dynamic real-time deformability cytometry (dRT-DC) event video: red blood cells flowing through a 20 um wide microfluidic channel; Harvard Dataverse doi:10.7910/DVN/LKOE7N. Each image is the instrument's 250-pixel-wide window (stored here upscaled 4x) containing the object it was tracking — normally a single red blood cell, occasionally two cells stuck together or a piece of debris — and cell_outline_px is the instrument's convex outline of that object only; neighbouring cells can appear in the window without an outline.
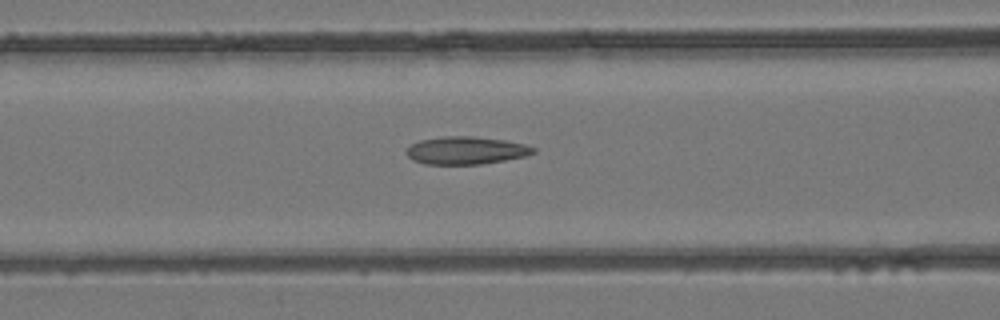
{"species": "common noctule bat (a hibernating species)", "species_latin": "Nyctalus noctula", "temperature_condition": "room temperature", "stored_images_in_passage": 28, "camera_frame_rate_fps": 3000, "um_per_image_px": 0.085, "animal": {"sex": "female", "body_mass_g": 24.6, "forearm_length_mm": 56.2}, "frame": {"image": 1, "passage_image": 8, "time_ms": 2.333, "image_size_px": [1000, 320], "cell_outline_px": [[536, 152], [528, 156], [480, 164], [424, 164], [412, 160], [404, 152], [412, 144], [420, 140], [444, 136], [472, 136], [504, 140], [524, 144], [536, 148]], "centroid_in_image_um": [39.61, 12.79], "position_along_channel_um": 127.0, "area_um2": 20.52}}
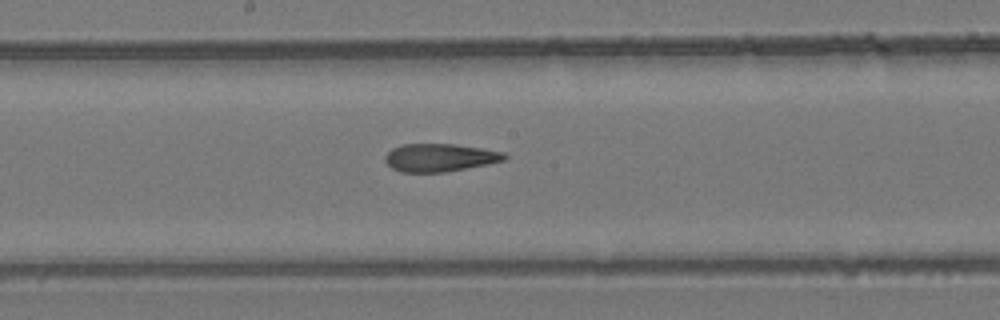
{"frame": {"image": 2, "passage_image": 14, "time_ms": 4.333, "image_size_px": [1000, 320], "cell_outline_px": [[508, 156], [504, 160], [488, 164], [444, 172], [400, 172], [392, 168], [384, 160], [384, 156], [392, 148], [404, 144], [456, 144], [504, 152]], "centroid_in_image_um": [37.36, 13.39], "position_along_channel_um": 210.8, "area_um2": 19.36}}
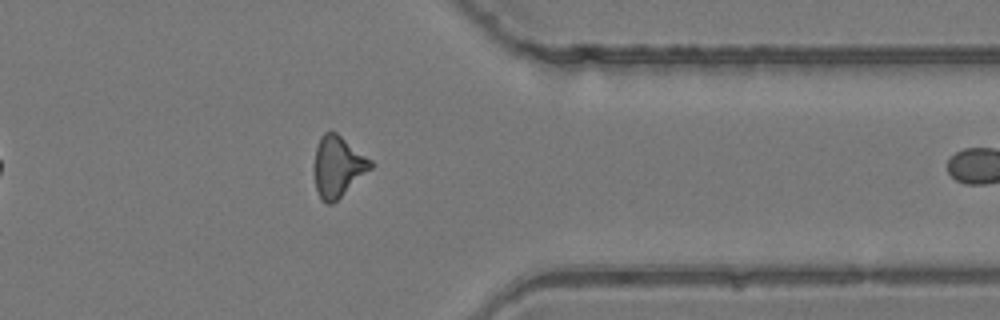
{"frame": {"image": 3, "passage_image": 27, "time_ms": 8.667, "image_size_px": [1000, 320], "cell_outline_px": [[376, 164], [372, 168], [332, 204], [324, 204], [320, 200], [316, 188], [312, 168], [316, 148], [320, 136], [324, 132], [336, 132], [372, 160]], "centroid_in_image_um": [28.69, 14.16], "position_along_channel_um": 382.7, "area_um2": 20.29}}